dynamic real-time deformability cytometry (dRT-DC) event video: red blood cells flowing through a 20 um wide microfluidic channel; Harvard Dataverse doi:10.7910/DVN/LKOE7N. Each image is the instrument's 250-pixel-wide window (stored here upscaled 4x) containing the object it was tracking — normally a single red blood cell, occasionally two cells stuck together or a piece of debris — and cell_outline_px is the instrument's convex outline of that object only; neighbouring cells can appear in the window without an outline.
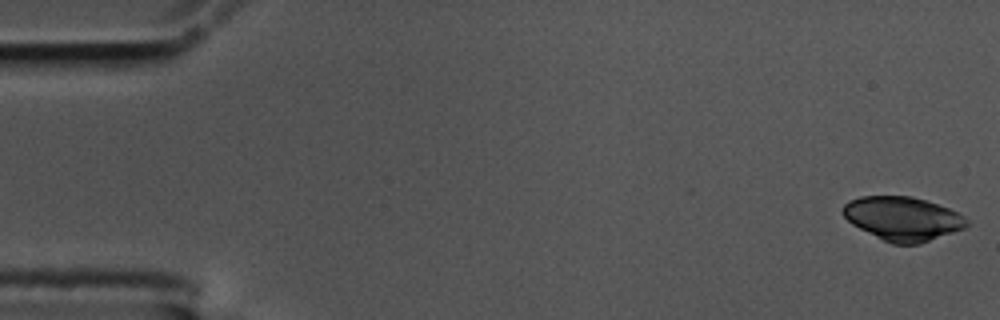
{"species": "common noctule bat (a hibernating species)", "species_latin": "Nyctalus noctula", "temperature_condition": "cold", "stored_images_in_passage": 8, "camera_frame_rate_fps": 3000, "um_per_image_px": 0.085, "animal": {"sex": "male", "body_mass_g": 17.5, "forearm_length_mm": 52.3}, "frame": {"image": 1, "passage_image": 1, "time_ms": 0.0, "image_size_px": [1000, 320], "cell_outline_px": [[968, 224], [964, 228], [920, 244], [892, 244], [852, 224], [844, 216], [840, 208], [848, 200], [860, 196], [912, 196], [948, 208], [964, 216], [968, 220]], "centroid_in_image_um": [76.7, 18.57], "position_along_channel_um": 8.3, "area_um2": 31.44}}